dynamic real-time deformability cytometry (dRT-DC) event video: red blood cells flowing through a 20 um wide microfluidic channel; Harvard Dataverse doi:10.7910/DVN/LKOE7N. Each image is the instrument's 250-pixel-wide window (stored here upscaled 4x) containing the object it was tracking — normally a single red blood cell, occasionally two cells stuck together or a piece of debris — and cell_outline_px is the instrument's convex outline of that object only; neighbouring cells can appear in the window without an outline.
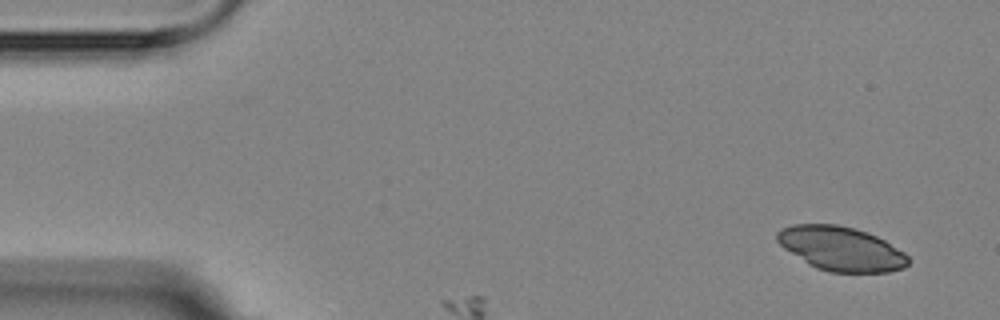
{"species": "Egyptian fruit bat (a non-hibernating species)", "species_latin": "Rousettus aegyptiacus", "temperature_condition": "room temperature", "stored_images_in_passage": 6, "camera_frame_rate_fps": 3000, "um_per_image_px": 0.085, "animal": {"sex": "female"}, "frame": {"image": 1, "passage_image": 1, "time_ms": 0.0, "image_size_px": [1000, 320], "cell_outline_px": [[908, 264], [904, 268], [888, 272], [828, 272], [816, 268], [808, 264], [784, 248], [776, 240], [776, 232], [780, 228], [792, 224], [836, 224], [868, 232], [884, 240], [904, 252], [908, 256]], "centroid_in_image_um": [71.47, 21.13], "position_along_channel_um": 13.5, "area_um2": 33.76}}